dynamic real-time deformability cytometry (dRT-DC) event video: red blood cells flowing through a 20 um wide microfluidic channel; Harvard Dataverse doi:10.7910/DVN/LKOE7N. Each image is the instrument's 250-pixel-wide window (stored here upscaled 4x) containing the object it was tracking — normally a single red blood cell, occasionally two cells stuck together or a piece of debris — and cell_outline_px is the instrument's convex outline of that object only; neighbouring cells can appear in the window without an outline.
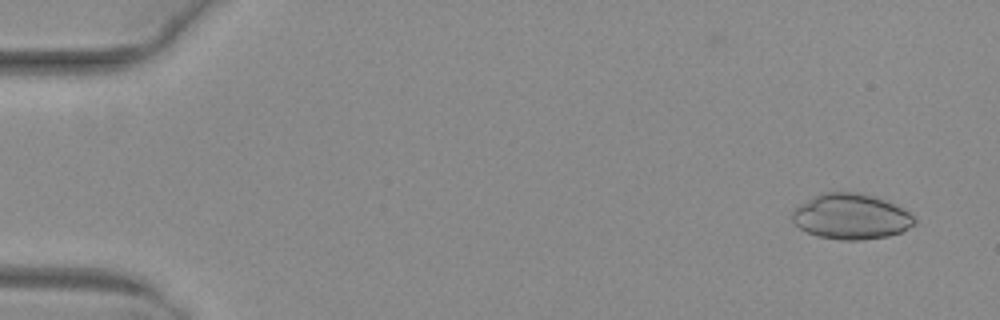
{"species": "common noctule bat (a hibernating species)", "species_latin": "Nyctalus noctula", "temperature_condition": "warm", "stored_images_in_passage": 51, "camera_frame_rate_fps": 3000, "um_per_image_px": 0.085, "animal": {"sex": "female", "body_mass_g": 29.2, "forearm_length_mm": 56.3}, "frame": {"image": 1, "passage_image": 3, "time_ms": 0.667, "image_size_px": [1000, 320], "cell_outline_px": [[916, 224], [900, 232], [888, 236], [860, 240], [840, 240], [816, 236], [800, 228], [792, 220], [792, 212], [800, 204], [824, 192], [856, 192], [872, 196], [896, 204], [904, 208], [916, 220]], "centroid_in_image_um": [72.35, 18.41], "position_along_channel_um": 12.6, "area_um2": 32.19}}
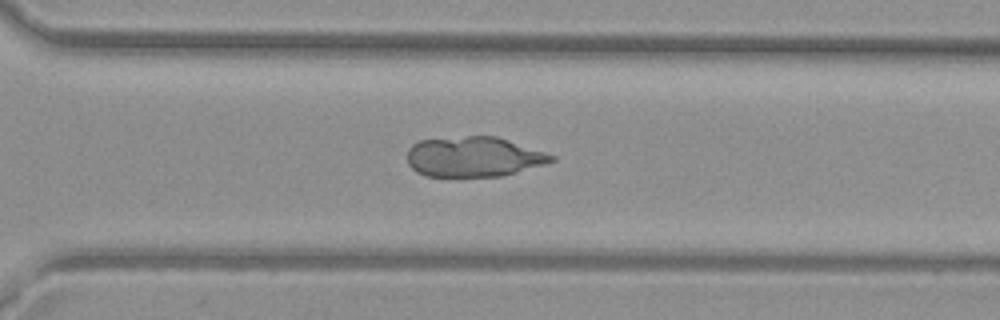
{"frame": {"image": 2, "passage_image": 37, "time_ms": 12.0, "image_size_px": [1000, 320], "cell_outline_px": [[556, 160], [544, 164], [500, 176], [424, 176], [416, 172], [408, 164], [408, 148], [412, 144], [420, 140], [468, 136], [496, 136], [556, 156]], "centroid_in_image_um": [40.23, 13.32], "position_along_channel_um": 330.4, "area_um2": 33.41}}
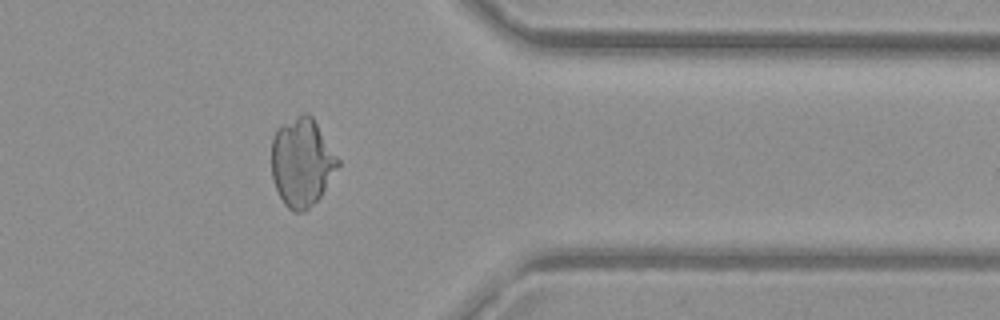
{"frame": {"image": 3, "passage_image": 42, "time_ms": 13.667, "image_size_px": [1000, 320], "cell_outline_px": [[340, 164], [320, 196], [304, 212], [292, 212], [284, 204], [276, 188], [272, 176], [272, 136], [276, 128], [304, 112], [308, 112], [312, 116], [340, 160]], "centroid_in_image_um": [25.65, 13.78], "position_along_channel_um": 385.7, "area_um2": 34.04}}